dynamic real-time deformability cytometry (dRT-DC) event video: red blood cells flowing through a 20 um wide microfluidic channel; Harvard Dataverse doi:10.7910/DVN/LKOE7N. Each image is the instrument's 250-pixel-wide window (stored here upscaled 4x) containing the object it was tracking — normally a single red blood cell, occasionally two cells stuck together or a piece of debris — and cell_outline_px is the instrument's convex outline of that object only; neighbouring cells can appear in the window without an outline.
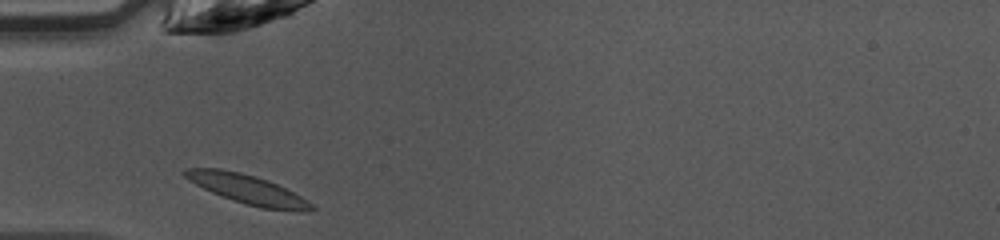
{"species": "common noctule bat (a hibernating species)", "species_latin": "Nyctalus noctula", "temperature_condition": "warm", "stored_images_in_passage": 25, "camera_frame_rate_fps": 3000, "um_per_image_px": 0.085, "animal": {"sex": "female", "body_mass_g": 10.0, "forearm_length_mm": 53.1}, "frame": {"image": 1, "passage_image": 1, "time_ms": 0.0, "image_size_px": [1000, 240], "cell_outline_px": [[316, 208], [260, 208], [212, 192], [188, 180], [180, 172], [184, 168], [220, 168], [240, 172], [256, 176], [268, 180], [308, 200]], "centroid_in_image_um": [20.87, 16.01], "position_along_channel_um": 64.1, "area_um2": 20.52}}
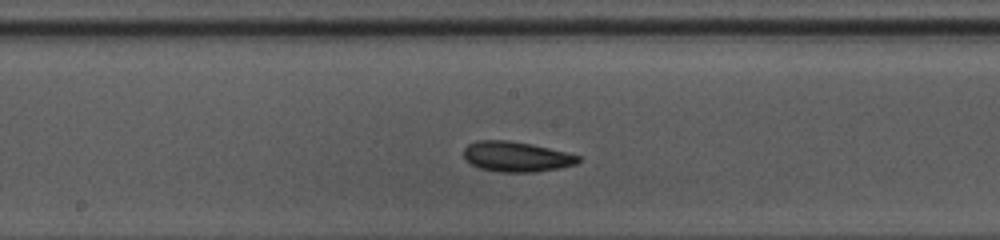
{"frame": {"image": 2, "passage_image": 11, "time_ms": 3.333, "image_size_px": [1000, 240], "cell_outline_px": [[580, 160], [576, 164], [560, 168], [536, 172], [500, 172], [480, 168], [464, 160], [464, 148], [468, 144], [476, 140], [508, 140], [532, 144], [580, 156]], "centroid_in_image_um": [43.86, 13.31], "position_along_channel_um": 204.3, "area_um2": 20.17}}
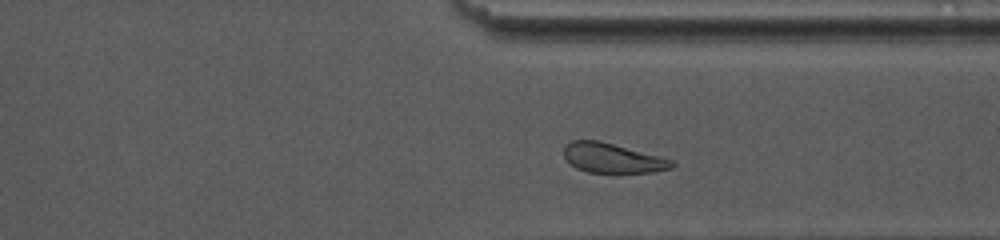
{"frame": {"image": 3, "passage_image": 22, "time_ms": 7.0, "image_size_px": [1000, 240], "cell_outline_px": [[676, 164], [672, 168], [652, 172], [588, 172], [576, 168], [564, 156], [564, 144], [572, 140], [600, 140], [660, 156], [672, 160]], "centroid_in_image_um": [52.06, 13.42], "position_along_channel_um": 359.3, "area_um2": 18.61}, "authors_computed_cell_mechanics": {"area_um2": 19.363, "velocity_mm_per_s": 4.2455, "shape_relaxation_time_tau1_ms": 3.1737, "shape_relaxation_time_tau2_ms": 2.6672, "deformation_change_tau1": 0.1177, "deformation_change_tau2": 0.0976}}